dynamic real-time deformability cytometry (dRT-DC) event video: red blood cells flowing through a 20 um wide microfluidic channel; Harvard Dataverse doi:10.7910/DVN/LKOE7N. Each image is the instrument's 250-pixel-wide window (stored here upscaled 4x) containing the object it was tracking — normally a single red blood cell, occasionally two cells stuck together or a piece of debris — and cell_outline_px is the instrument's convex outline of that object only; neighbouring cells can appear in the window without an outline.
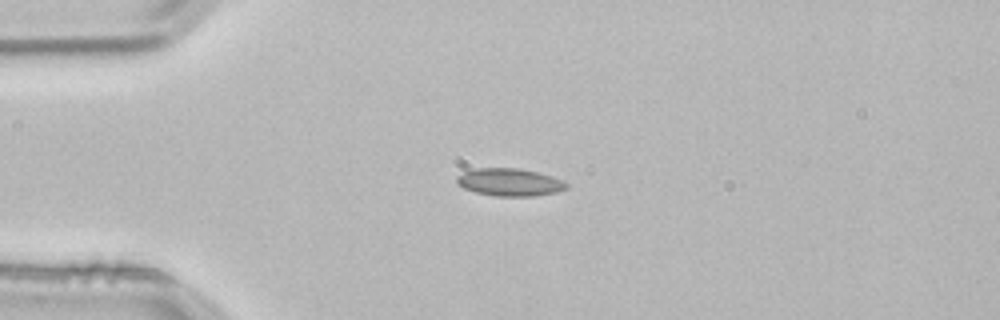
{"species": "common noctule bat (a hibernating species)", "species_latin": "Nyctalus noctula", "temperature_condition": "room temperature", "stored_images_in_passage": 2, "camera_frame_rate_fps": 3000, "um_per_image_px": 0.085, "animal": {"sex": "male", "body_mass_g": 21.5, "forearm_length_mm": 52.0}, "frame": {"image": 1, "passage_image": 1, "time_ms": 0.0, "image_size_px": [1000, 320], "cell_outline_px": [[568, 188], [556, 192], [532, 196], [496, 196], [476, 192], [464, 188], [456, 184], [456, 176], [464, 172], [476, 168], [520, 168], [540, 172], [552, 176], [568, 184]], "centroid_in_image_um": [43.31, 15.48], "position_along_channel_um": 41.7, "area_um2": 17.69}}